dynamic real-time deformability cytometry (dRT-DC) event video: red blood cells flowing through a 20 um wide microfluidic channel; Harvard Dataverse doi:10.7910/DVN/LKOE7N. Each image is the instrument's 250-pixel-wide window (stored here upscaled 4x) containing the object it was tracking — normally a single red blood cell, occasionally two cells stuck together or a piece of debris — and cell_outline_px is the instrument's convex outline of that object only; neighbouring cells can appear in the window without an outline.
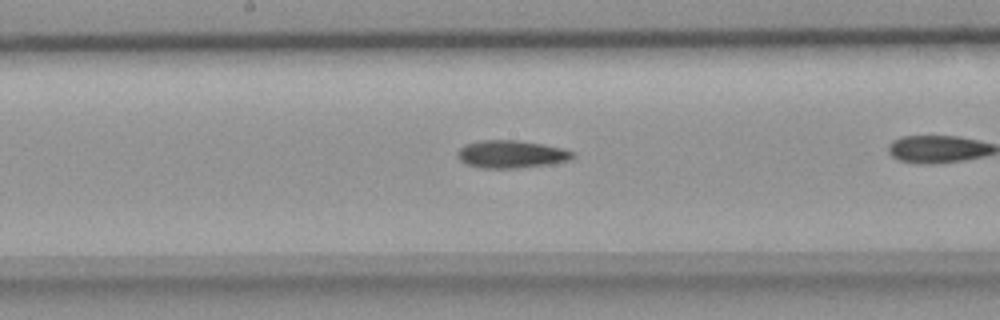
{"species": "common noctule bat (a hibernating species)", "species_latin": "Nyctalus noctula", "temperature_condition": "room temperature", "stored_images_in_passage": 30, "camera_frame_rate_fps": 3000, "um_per_image_px": 0.085, "animal": {"sex": "female", "body_mass_g": 18.4}, "frame": {"image": 1, "passage_image": 18, "time_ms": 5.667, "image_size_px": [1000, 320], "cell_outline_px": [[576, 156], [568, 160], [548, 164], [516, 168], [484, 168], [468, 164], [460, 160], [456, 156], [456, 152], [464, 144], [480, 140], [516, 140], [564, 148], [572, 152]], "centroid_in_image_um": [43.42, 13.1], "position_along_channel_um": 204.8, "area_um2": 18.44}}
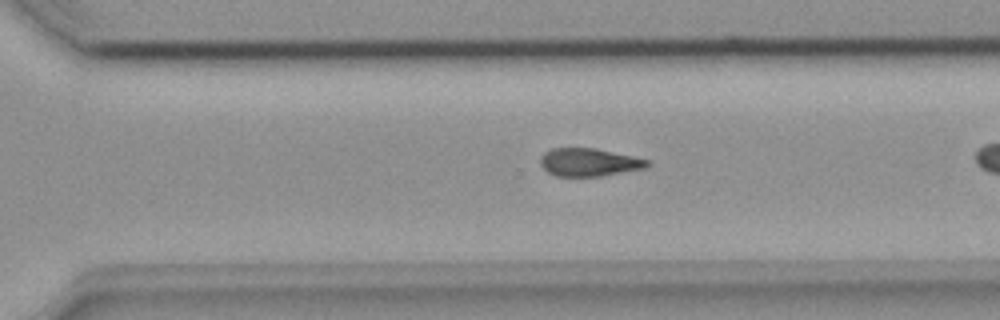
{"frame": {"image": 2, "passage_image": 26, "time_ms": 8.333, "image_size_px": [1000, 320], "cell_outline_px": [[652, 164], [644, 168], [600, 176], [556, 176], [548, 172], [540, 164], [540, 156], [544, 152], [552, 148], [596, 148], [632, 156], [648, 160]], "centroid_in_image_um": [50.04, 13.78], "position_along_channel_um": 320.6, "area_um2": 17.34}}